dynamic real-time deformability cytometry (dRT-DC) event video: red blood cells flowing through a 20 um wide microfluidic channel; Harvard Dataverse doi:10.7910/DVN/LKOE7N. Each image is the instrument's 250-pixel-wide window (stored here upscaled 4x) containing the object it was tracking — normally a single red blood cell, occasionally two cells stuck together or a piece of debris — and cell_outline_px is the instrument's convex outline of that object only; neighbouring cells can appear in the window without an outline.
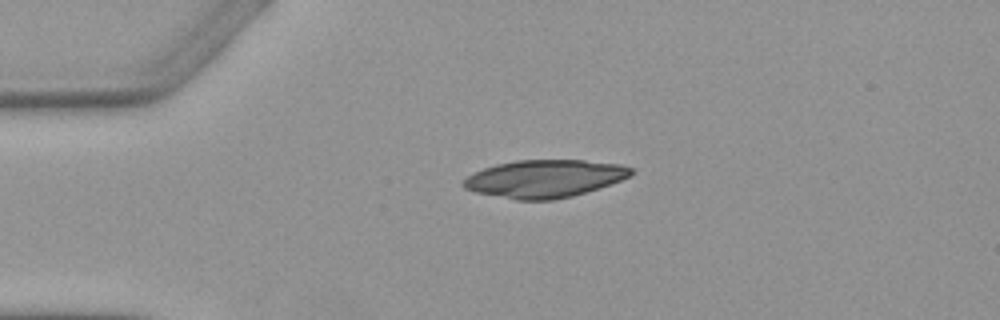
{"species": "Egyptian fruit bat (a non-hibernating species)", "species_latin": "Rousettus aegyptiacus", "temperature_condition": "warm", "stored_images_in_passage": 2, "camera_frame_rate_fps": 3000, "um_per_image_px": 0.085, "animal": {"sex": "female"}, "frame": {"image": 1, "passage_image": 1, "time_ms": 0.0, "image_size_px": [1000, 320], "cell_outline_px": [[632, 172], [628, 176], [620, 180], [572, 196], [552, 200], [516, 200], [476, 192], [464, 188], [460, 184], [468, 176], [484, 168], [496, 164], [516, 160], [584, 160], [620, 164], [632, 168]], "centroid_in_image_um": [46.24, 15.18], "position_along_channel_um": 38.8, "area_um2": 36.41}}